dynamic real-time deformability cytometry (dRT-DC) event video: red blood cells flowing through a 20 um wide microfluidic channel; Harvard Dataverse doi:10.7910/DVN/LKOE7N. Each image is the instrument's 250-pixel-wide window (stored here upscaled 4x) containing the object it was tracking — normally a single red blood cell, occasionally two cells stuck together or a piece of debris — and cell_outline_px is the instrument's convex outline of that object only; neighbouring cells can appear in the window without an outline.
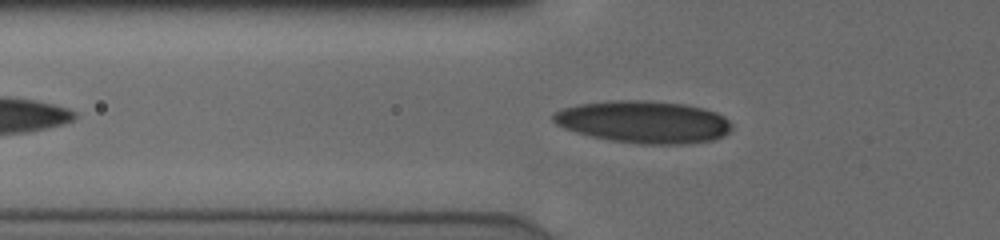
{"species": "human", "species_latin": "Homo sapiens", "temperature_condition": "cold", "stored_images_in_passage": 34, "camera_frame_rate_fps": 3000, "um_per_image_px": 0.085, "donor": {"sex": "male"}, "frame": {"image": 1, "passage_image": 4, "time_ms": 1.0, "image_size_px": [1000, 240], "cell_outline_px": [[732, 128], [724, 136], [712, 140], [684, 144], [640, 144], [608, 140], [576, 132], [564, 128], [556, 124], [552, 120], [552, 116], [556, 112], [564, 108], [580, 104], [616, 100], [640, 100], [684, 104], [704, 108], [716, 112], [728, 120], [732, 124]], "centroid_in_image_um": [54.73, 10.37], "position_along_channel_um": 71.1, "area_um2": 43.81}}
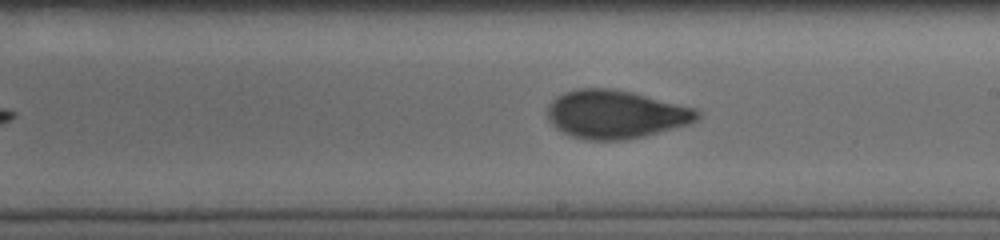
{"frame": {"image": 2, "passage_image": 17, "time_ms": 5.333, "image_size_px": [1000, 240], "cell_outline_px": [[700, 116], [696, 120], [688, 124], [624, 140], [588, 140], [572, 136], [556, 128], [548, 120], [548, 108], [552, 100], [556, 96], [564, 92], [576, 88], [612, 88], [632, 92], [696, 108], [700, 112]], "centroid_in_image_um": [52.3, 9.7], "position_along_channel_um": 236.7, "area_um2": 41.91}}
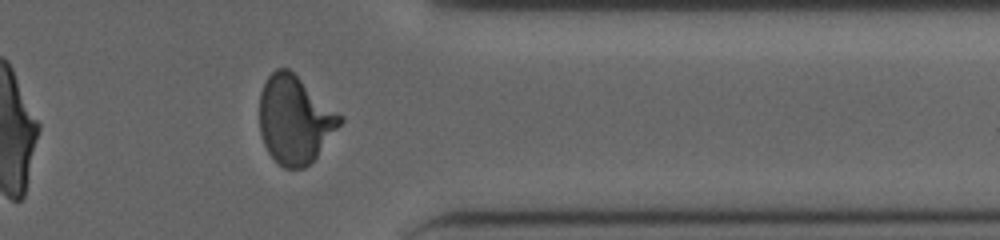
{"frame": {"image": 3, "passage_image": 29, "time_ms": 9.333, "image_size_px": [1000, 240], "cell_outline_px": [[344, 120], [316, 156], [304, 168], [284, 168], [268, 152], [264, 144], [260, 132], [260, 92], [268, 76], [276, 68], [288, 68], [344, 116]], "centroid_in_image_um": [25.06, 10.15], "position_along_channel_um": 386.3, "area_um2": 40.86}, "authors_computed_cell_mechanics": {"area_um2": 41.5293, "velocity_mm_per_s": 3.8755, "shape_relaxation_time_tau1_ms": 4.262, "shape_relaxation_time_tau2_ms": 0.8386, "deformation_change_tau1": 0.1672, "deformation_change_tau2": 0.0507}}